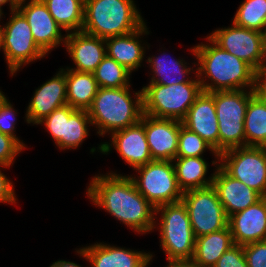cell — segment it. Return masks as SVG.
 I'll return each instance as SVG.
<instances>
[{
	"label": "cell",
	"mask_w": 266,
	"mask_h": 267,
	"mask_svg": "<svg viewBox=\"0 0 266 267\" xmlns=\"http://www.w3.org/2000/svg\"><path fill=\"white\" fill-rule=\"evenodd\" d=\"M87 196L137 233L146 234L156 226V208L136 189L130 176L115 173L94 176Z\"/></svg>",
	"instance_id": "1"
},
{
	"label": "cell",
	"mask_w": 266,
	"mask_h": 267,
	"mask_svg": "<svg viewBox=\"0 0 266 267\" xmlns=\"http://www.w3.org/2000/svg\"><path fill=\"white\" fill-rule=\"evenodd\" d=\"M210 44H198L191 50L198 60L196 77L204 92L252 90L254 69L244 60L221 49L208 36ZM205 75L212 83H207ZM205 78V79H204ZM203 79V80H202Z\"/></svg>",
	"instance_id": "2"
},
{
	"label": "cell",
	"mask_w": 266,
	"mask_h": 267,
	"mask_svg": "<svg viewBox=\"0 0 266 267\" xmlns=\"http://www.w3.org/2000/svg\"><path fill=\"white\" fill-rule=\"evenodd\" d=\"M130 86L121 88H99L87 112L91 125L99 128L101 136L109 132L132 126L143 115L142 89L135 93L133 101Z\"/></svg>",
	"instance_id": "3"
},
{
	"label": "cell",
	"mask_w": 266,
	"mask_h": 267,
	"mask_svg": "<svg viewBox=\"0 0 266 267\" xmlns=\"http://www.w3.org/2000/svg\"><path fill=\"white\" fill-rule=\"evenodd\" d=\"M133 0H84L82 31L103 39L128 34L145 22Z\"/></svg>",
	"instance_id": "4"
},
{
	"label": "cell",
	"mask_w": 266,
	"mask_h": 267,
	"mask_svg": "<svg viewBox=\"0 0 266 267\" xmlns=\"http://www.w3.org/2000/svg\"><path fill=\"white\" fill-rule=\"evenodd\" d=\"M202 91L200 82L150 83L142 88L143 113L155 118L182 121Z\"/></svg>",
	"instance_id": "5"
},
{
	"label": "cell",
	"mask_w": 266,
	"mask_h": 267,
	"mask_svg": "<svg viewBox=\"0 0 266 267\" xmlns=\"http://www.w3.org/2000/svg\"><path fill=\"white\" fill-rule=\"evenodd\" d=\"M252 90L214 91L219 123V155L227 150L245 147L244 120Z\"/></svg>",
	"instance_id": "6"
},
{
	"label": "cell",
	"mask_w": 266,
	"mask_h": 267,
	"mask_svg": "<svg viewBox=\"0 0 266 267\" xmlns=\"http://www.w3.org/2000/svg\"><path fill=\"white\" fill-rule=\"evenodd\" d=\"M161 212L160 245L167 260L192 259L195 250V236L185 204L182 201L156 207Z\"/></svg>",
	"instance_id": "7"
},
{
	"label": "cell",
	"mask_w": 266,
	"mask_h": 267,
	"mask_svg": "<svg viewBox=\"0 0 266 267\" xmlns=\"http://www.w3.org/2000/svg\"><path fill=\"white\" fill-rule=\"evenodd\" d=\"M173 161L153 160L135 168L139 177H131L136 189L156 208L181 201L180 189Z\"/></svg>",
	"instance_id": "8"
},
{
	"label": "cell",
	"mask_w": 266,
	"mask_h": 267,
	"mask_svg": "<svg viewBox=\"0 0 266 267\" xmlns=\"http://www.w3.org/2000/svg\"><path fill=\"white\" fill-rule=\"evenodd\" d=\"M215 164H219L230 176L266 197V147L233 148L221 153L217 161L212 162V165Z\"/></svg>",
	"instance_id": "9"
},
{
	"label": "cell",
	"mask_w": 266,
	"mask_h": 267,
	"mask_svg": "<svg viewBox=\"0 0 266 267\" xmlns=\"http://www.w3.org/2000/svg\"><path fill=\"white\" fill-rule=\"evenodd\" d=\"M181 201L186 206L195 238L228 226V217L213 185L185 191Z\"/></svg>",
	"instance_id": "10"
},
{
	"label": "cell",
	"mask_w": 266,
	"mask_h": 267,
	"mask_svg": "<svg viewBox=\"0 0 266 267\" xmlns=\"http://www.w3.org/2000/svg\"><path fill=\"white\" fill-rule=\"evenodd\" d=\"M10 20L0 28L1 49L4 51L10 73L14 75L22 65L45 57L35 43L30 26L18 11L11 12Z\"/></svg>",
	"instance_id": "11"
},
{
	"label": "cell",
	"mask_w": 266,
	"mask_h": 267,
	"mask_svg": "<svg viewBox=\"0 0 266 267\" xmlns=\"http://www.w3.org/2000/svg\"><path fill=\"white\" fill-rule=\"evenodd\" d=\"M44 124L59 149H75L88 136L91 119L87 110H77L68 104L55 109L38 124Z\"/></svg>",
	"instance_id": "12"
},
{
	"label": "cell",
	"mask_w": 266,
	"mask_h": 267,
	"mask_svg": "<svg viewBox=\"0 0 266 267\" xmlns=\"http://www.w3.org/2000/svg\"><path fill=\"white\" fill-rule=\"evenodd\" d=\"M221 49L244 60L253 69L261 66L265 34L237 26L215 30L208 36Z\"/></svg>",
	"instance_id": "13"
},
{
	"label": "cell",
	"mask_w": 266,
	"mask_h": 267,
	"mask_svg": "<svg viewBox=\"0 0 266 267\" xmlns=\"http://www.w3.org/2000/svg\"><path fill=\"white\" fill-rule=\"evenodd\" d=\"M111 134V144L105 142L98 147L103 154H107L113 145L133 169L153 161L144 128V113L138 123Z\"/></svg>",
	"instance_id": "14"
},
{
	"label": "cell",
	"mask_w": 266,
	"mask_h": 267,
	"mask_svg": "<svg viewBox=\"0 0 266 267\" xmlns=\"http://www.w3.org/2000/svg\"><path fill=\"white\" fill-rule=\"evenodd\" d=\"M26 0L19 2L17 10L27 20L33 39L38 47L47 54L60 43H65L61 27L56 23L42 0Z\"/></svg>",
	"instance_id": "15"
},
{
	"label": "cell",
	"mask_w": 266,
	"mask_h": 267,
	"mask_svg": "<svg viewBox=\"0 0 266 267\" xmlns=\"http://www.w3.org/2000/svg\"><path fill=\"white\" fill-rule=\"evenodd\" d=\"M182 121L144 114V128L152 160L173 161L177 157Z\"/></svg>",
	"instance_id": "16"
},
{
	"label": "cell",
	"mask_w": 266,
	"mask_h": 267,
	"mask_svg": "<svg viewBox=\"0 0 266 267\" xmlns=\"http://www.w3.org/2000/svg\"><path fill=\"white\" fill-rule=\"evenodd\" d=\"M182 124L206 141L219 155V123L214 104V92L202 91L188 109Z\"/></svg>",
	"instance_id": "17"
},
{
	"label": "cell",
	"mask_w": 266,
	"mask_h": 267,
	"mask_svg": "<svg viewBox=\"0 0 266 267\" xmlns=\"http://www.w3.org/2000/svg\"><path fill=\"white\" fill-rule=\"evenodd\" d=\"M61 70L35 90L26 112V122L38 124L55 109L67 104L66 71Z\"/></svg>",
	"instance_id": "18"
},
{
	"label": "cell",
	"mask_w": 266,
	"mask_h": 267,
	"mask_svg": "<svg viewBox=\"0 0 266 267\" xmlns=\"http://www.w3.org/2000/svg\"><path fill=\"white\" fill-rule=\"evenodd\" d=\"M228 226L235 245L266 240V197L229 216Z\"/></svg>",
	"instance_id": "19"
},
{
	"label": "cell",
	"mask_w": 266,
	"mask_h": 267,
	"mask_svg": "<svg viewBox=\"0 0 266 267\" xmlns=\"http://www.w3.org/2000/svg\"><path fill=\"white\" fill-rule=\"evenodd\" d=\"M213 173V186L227 217L258 202L262 196L238 179L230 176L220 165Z\"/></svg>",
	"instance_id": "20"
},
{
	"label": "cell",
	"mask_w": 266,
	"mask_h": 267,
	"mask_svg": "<svg viewBox=\"0 0 266 267\" xmlns=\"http://www.w3.org/2000/svg\"><path fill=\"white\" fill-rule=\"evenodd\" d=\"M91 263V267H148L152 254L97 243L77 250Z\"/></svg>",
	"instance_id": "21"
},
{
	"label": "cell",
	"mask_w": 266,
	"mask_h": 267,
	"mask_svg": "<svg viewBox=\"0 0 266 267\" xmlns=\"http://www.w3.org/2000/svg\"><path fill=\"white\" fill-rule=\"evenodd\" d=\"M64 45L79 72L93 73L106 56L105 39L84 31L67 33Z\"/></svg>",
	"instance_id": "22"
},
{
	"label": "cell",
	"mask_w": 266,
	"mask_h": 267,
	"mask_svg": "<svg viewBox=\"0 0 266 267\" xmlns=\"http://www.w3.org/2000/svg\"><path fill=\"white\" fill-rule=\"evenodd\" d=\"M148 33L147 26L144 23L136 31L105 39L106 55L132 73L133 70L135 71L141 66L145 53L139 37Z\"/></svg>",
	"instance_id": "23"
},
{
	"label": "cell",
	"mask_w": 266,
	"mask_h": 267,
	"mask_svg": "<svg viewBox=\"0 0 266 267\" xmlns=\"http://www.w3.org/2000/svg\"><path fill=\"white\" fill-rule=\"evenodd\" d=\"M66 70L67 104L77 110H88L99 89L94 74Z\"/></svg>",
	"instance_id": "24"
},
{
	"label": "cell",
	"mask_w": 266,
	"mask_h": 267,
	"mask_svg": "<svg viewBox=\"0 0 266 267\" xmlns=\"http://www.w3.org/2000/svg\"><path fill=\"white\" fill-rule=\"evenodd\" d=\"M229 226L226 228L197 237L193 259L201 267H214L224 252L234 246Z\"/></svg>",
	"instance_id": "25"
},
{
	"label": "cell",
	"mask_w": 266,
	"mask_h": 267,
	"mask_svg": "<svg viewBox=\"0 0 266 267\" xmlns=\"http://www.w3.org/2000/svg\"><path fill=\"white\" fill-rule=\"evenodd\" d=\"M176 178L180 189L185 192L213 185V174L205 179L208 163L203 157H184L173 160Z\"/></svg>",
	"instance_id": "26"
},
{
	"label": "cell",
	"mask_w": 266,
	"mask_h": 267,
	"mask_svg": "<svg viewBox=\"0 0 266 267\" xmlns=\"http://www.w3.org/2000/svg\"><path fill=\"white\" fill-rule=\"evenodd\" d=\"M163 55L165 57L167 56L165 53H163ZM164 56H155L154 58L153 56L148 57L147 62L149 63V65H151L150 67L154 72L150 83L173 85L185 82H200L198 80V77L196 80L195 78L194 80L190 77L187 78V75H189L190 71L193 69H191L190 67H188L187 69V63H185V61L183 62V60L181 59L172 60L171 58H165ZM184 76L186 77L184 78Z\"/></svg>",
	"instance_id": "27"
},
{
	"label": "cell",
	"mask_w": 266,
	"mask_h": 267,
	"mask_svg": "<svg viewBox=\"0 0 266 267\" xmlns=\"http://www.w3.org/2000/svg\"><path fill=\"white\" fill-rule=\"evenodd\" d=\"M56 23L66 32L82 31L84 0H42ZM73 30V31H72Z\"/></svg>",
	"instance_id": "28"
},
{
	"label": "cell",
	"mask_w": 266,
	"mask_h": 267,
	"mask_svg": "<svg viewBox=\"0 0 266 267\" xmlns=\"http://www.w3.org/2000/svg\"><path fill=\"white\" fill-rule=\"evenodd\" d=\"M245 146L266 147V104L254 95L244 120Z\"/></svg>",
	"instance_id": "29"
},
{
	"label": "cell",
	"mask_w": 266,
	"mask_h": 267,
	"mask_svg": "<svg viewBox=\"0 0 266 267\" xmlns=\"http://www.w3.org/2000/svg\"><path fill=\"white\" fill-rule=\"evenodd\" d=\"M99 88H121L130 86L131 72L116 60L105 56L93 72Z\"/></svg>",
	"instance_id": "30"
},
{
	"label": "cell",
	"mask_w": 266,
	"mask_h": 267,
	"mask_svg": "<svg viewBox=\"0 0 266 267\" xmlns=\"http://www.w3.org/2000/svg\"><path fill=\"white\" fill-rule=\"evenodd\" d=\"M235 25L265 34L266 0H245L239 6L233 22Z\"/></svg>",
	"instance_id": "31"
},
{
	"label": "cell",
	"mask_w": 266,
	"mask_h": 267,
	"mask_svg": "<svg viewBox=\"0 0 266 267\" xmlns=\"http://www.w3.org/2000/svg\"><path fill=\"white\" fill-rule=\"evenodd\" d=\"M209 149L219 158L213 147H211L206 141H204L196 133L188 130L183 125L180 127L179 141H178V151L176 158L184 157H202L203 152Z\"/></svg>",
	"instance_id": "32"
},
{
	"label": "cell",
	"mask_w": 266,
	"mask_h": 267,
	"mask_svg": "<svg viewBox=\"0 0 266 267\" xmlns=\"http://www.w3.org/2000/svg\"><path fill=\"white\" fill-rule=\"evenodd\" d=\"M16 111L13 109L10 102H8L7 97H5L0 102V132L14 138L23 148L25 145L21 140L16 137L15 130V117Z\"/></svg>",
	"instance_id": "33"
},
{
	"label": "cell",
	"mask_w": 266,
	"mask_h": 267,
	"mask_svg": "<svg viewBox=\"0 0 266 267\" xmlns=\"http://www.w3.org/2000/svg\"><path fill=\"white\" fill-rule=\"evenodd\" d=\"M24 148L11 136L0 132V166L10 167Z\"/></svg>",
	"instance_id": "34"
},
{
	"label": "cell",
	"mask_w": 266,
	"mask_h": 267,
	"mask_svg": "<svg viewBox=\"0 0 266 267\" xmlns=\"http://www.w3.org/2000/svg\"><path fill=\"white\" fill-rule=\"evenodd\" d=\"M248 267H266V240L243 245Z\"/></svg>",
	"instance_id": "35"
},
{
	"label": "cell",
	"mask_w": 266,
	"mask_h": 267,
	"mask_svg": "<svg viewBox=\"0 0 266 267\" xmlns=\"http://www.w3.org/2000/svg\"><path fill=\"white\" fill-rule=\"evenodd\" d=\"M214 267H248L242 245H234L223 253Z\"/></svg>",
	"instance_id": "36"
},
{
	"label": "cell",
	"mask_w": 266,
	"mask_h": 267,
	"mask_svg": "<svg viewBox=\"0 0 266 267\" xmlns=\"http://www.w3.org/2000/svg\"><path fill=\"white\" fill-rule=\"evenodd\" d=\"M252 93L266 104V69H254Z\"/></svg>",
	"instance_id": "37"
},
{
	"label": "cell",
	"mask_w": 266,
	"mask_h": 267,
	"mask_svg": "<svg viewBox=\"0 0 266 267\" xmlns=\"http://www.w3.org/2000/svg\"><path fill=\"white\" fill-rule=\"evenodd\" d=\"M11 180H9L0 170V202L16 203L14 187Z\"/></svg>",
	"instance_id": "38"
},
{
	"label": "cell",
	"mask_w": 266,
	"mask_h": 267,
	"mask_svg": "<svg viewBox=\"0 0 266 267\" xmlns=\"http://www.w3.org/2000/svg\"><path fill=\"white\" fill-rule=\"evenodd\" d=\"M171 267H201L193 258L192 259H173L169 260Z\"/></svg>",
	"instance_id": "39"
},
{
	"label": "cell",
	"mask_w": 266,
	"mask_h": 267,
	"mask_svg": "<svg viewBox=\"0 0 266 267\" xmlns=\"http://www.w3.org/2000/svg\"><path fill=\"white\" fill-rule=\"evenodd\" d=\"M50 267H81V266L75 264L74 262L59 260L54 262Z\"/></svg>",
	"instance_id": "40"
},
{
	"label": "cell",
	"mask_w": 266,
	"mask_h": 267,
	"mask_svg": "<svg viewBox=\"0 0 266 267\" xmlns=\"http://www.w3.org/2000/svg\"><path fill=\"white\" fill-rule=\"evenodd\" d=\"M6 3H10V7H11V12L17 10V7L19 5V2L17 0H0V7L2 8V6Z\"/></svg>",
	"instance_id": "41"
},
{
	"label": "cell",
	"mask_w": 266,
	"mask_h": 267,
	"mask_svg": "<svg viewBox=\"0 0 266 267\" xmlns=\"http://www.w3.org/2000/svg\"><path fill=\"white\" fill-rule=\"evenodd\" d=\"M260 67L266 69V36L264 40L263 60Z\"/></svg>",
	"instance_id": "42"
},
{
	"label": "cell",
	"mask_w": 266,
	"mask_h": 267,
	"mask_svg": "<svg viewBox=\"0 0 266 267\" xmlns=\"http://www.w3.org/2000/svg\"><path fill=\"white\" fill-rule=\"evenodd\" d=\"M5 98V95L0 91V102Z\"/></svg>",
	"instance_id": "43"
},
{
	"label": "cell",
	"mask_w": 266,
	"mask_h": 267,
	"mask_svg": "<svg viewBox=\"0 0 266 267\" xmlns=\"http://www.w3.org/2000/svg\"><path fill=\"white\" fill-rule=\"evenodd\" d=\"M2 14H3V12H2V9L0 7V19H1ZM0 28H1V25H0Z\"/></svg>",
	"instance_id": "44"
}]
</instances>
